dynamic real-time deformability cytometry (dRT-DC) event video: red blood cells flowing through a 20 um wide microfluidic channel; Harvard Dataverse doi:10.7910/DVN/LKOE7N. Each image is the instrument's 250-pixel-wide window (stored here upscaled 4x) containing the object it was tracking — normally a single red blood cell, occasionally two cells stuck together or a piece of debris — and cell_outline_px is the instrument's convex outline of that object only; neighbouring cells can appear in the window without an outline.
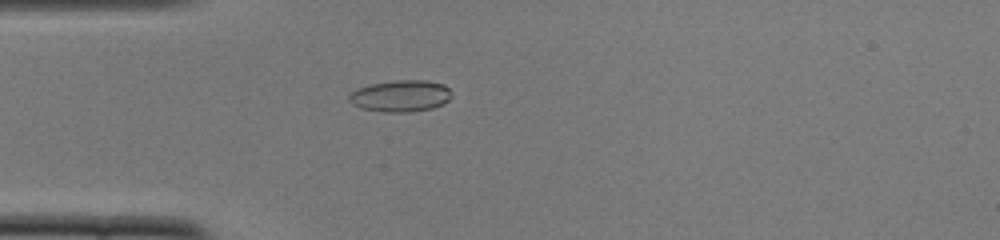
{"species": "common noctule bat (a hibernating species)", "species_latin": "Nyctalus noctula", "temperature_condition": "cold", "stored_images_in_passage": 44, "camera_frame_rate_fps": 3000, "um_per_image_px": 0.085, "animal": {"sex": "female", "body_mass_g": 22.0, "forearm_length_mm": 56.7}, "frame": {"image": 1, "passage_image": 7, "time_ms": 2.0, "image_size_px": [1000, 240], "cell_outline_px": [[452, 96], [448, 100], [432, 108], [408, 112], [384, 112], [360, 108], [352, 104], [348, 100], [348, 96], [356, 88], [372, 84], [396, 80], [428, 80], [444, 84], [448, 88]], "centroid_in_image_um": [34.03, 8.15], "position_along_channel_um": 51.0, "area_um2": 18.9}}
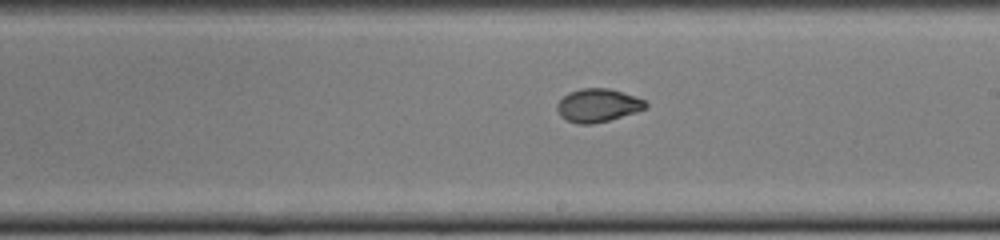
{"frame": {"image": 2, "passage_image": 22, "time_ms": 7.0, "image_size_px": [1000, 240], "cell_outline_px": [[648, 108], [636, 112], [608, 120], [592, 124], [576, 124], [560, 116], [556, 108], [556, 104], [568, 92], [580, 88], [608, 88], [644, 100], [648, 104]], "centroid_in_image_um": [50.79, 8.96], "position_along_channel_um": 238.2, "area_um2": 17.05}}
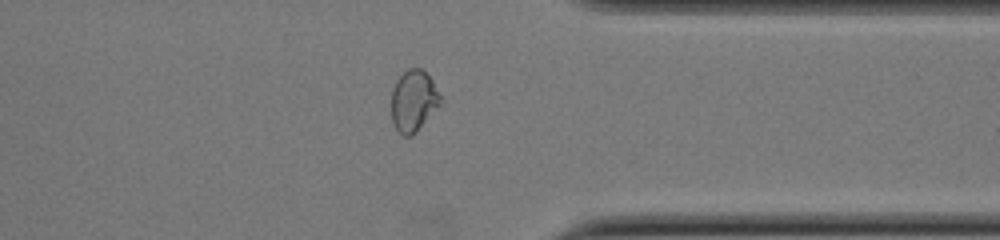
{"frame": {"image": 3, "passage_image": 33, "time_ms": 10.667, "image_size_px": [1000, 240], "cell_outline_px": [[440, 104], [416, 132], [412, 136], [404, 136], [392, 124], [392, 88], [396, 80], [408, 68], [420, 68], [432, 80], [440, 96]], "centroid_in_image_um": [35.12, 8.57], "position_along_channel_um": 376.3, "area_um2": 17.22}, "authors_computed_cell_mechanics": {"area_um2": 17.5712, "velocity_mm_per_s": 3.9059, "shape_relaxation_time_tau1_ms": 6.4209, "shape_relaxation_time_tau2_ms": 0.8463, "deformation_change_tau1": 0.1873, "deformation_change_tau2": 0.0277}}